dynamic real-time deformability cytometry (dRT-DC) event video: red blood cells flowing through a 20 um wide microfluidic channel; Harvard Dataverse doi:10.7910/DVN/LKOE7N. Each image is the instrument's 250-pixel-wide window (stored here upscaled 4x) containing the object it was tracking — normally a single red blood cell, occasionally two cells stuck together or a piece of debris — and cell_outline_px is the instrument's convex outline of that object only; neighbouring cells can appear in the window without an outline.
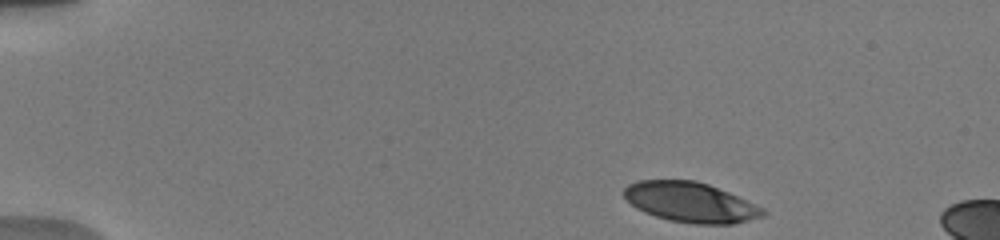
{"species": "human", "species_latin": "Homo sapiens", "temperature_condition": "warm", "stored_images_in_passage": 6, "camera_frame_rate_fps": 3000, "um_per_image_px": 0.085, "donor": {"sex": "male"}, "frame": {"image": 1, "passage_image": 1, "time_ms": 0.0, "image_size_px": [1000, 240], "cell_outline_px": [[768, 212], [764, 216], [732, 224], [696, 224], [668, 220], [644, 212], [636, 208], [624, 196], [624, 188], [628, 184], [636, 180], [696, 180], [708, 184], [728, 192], [764, 208]], "centroid_in_image_um": [58.69, 17.19], "position_along_channel_um": 26.3, "area_um2": 32.37}}